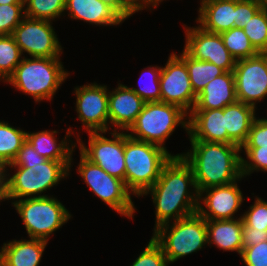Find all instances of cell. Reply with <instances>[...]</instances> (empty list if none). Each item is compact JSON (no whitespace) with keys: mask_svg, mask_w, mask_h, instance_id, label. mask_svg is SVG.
Segmentation results:
<instances>
[{"mask_svg":"<svg viewBox=\"0 0 267 266\" xmlns=\"http://www.w3.org/2000/svg\"><path fill=\"white\" fill-rule=\"evenodd\" d=\"M148 194L155 206L154 230L198 210L199 192L193 171L182 156H172L163 166L158 180L142 197Z\"/></svg>","mask_w":267,"mask_h":266,"instance_id":"cell-1","label":"cell"},{"mask_svg":"<svg viewBox=\"0 0 267 266\" xmlns=\"http://www.w3.org/2000/svg\"><path fill=\"white\" fill-rule=\"evenodd\" d=\"M191 149L177 153L191 166L198 192L227 185L242 177L241 147L236 144L189 140Z\"/></svg>","mask_w":267,"mask_h":266,"instance_id":"cell-2","label":"cell"},{"mask_svg":"<svg viewBox=\"0 0 267 266\" xmlns=\"http://www.w3.org/2000/svg\"><path fill=\"white\" fill-rule=\"evenodd\" d=\"M124 156L125 185L140 197L158 180L163 166L177 155L158 145L133 139L124 132Z\"/></svg>","mask_w":267,"mask_h":266,"instance_id":"cell-3","label":"cell"},{"mask_svg":"<svg viewBox=\"0 0 267 266\" xmlns=\"http://www.w3.org/2000/svg\"><path fill=\"white\" fill-rule=\"evenodd\" d=\"M71 166V161L53 160L35 165H6L4 167L5 200L47 197L48 195L42 193L57 186L60 180L69 176ZM9 168L15 169L14 175H10Z\"/></svg>","mask_w":267,"mask_h":266,"instance_id":"cell-4","label":"cell"},{"mask_svg":"<svg viewBox=\"0 0 267 266\" xmlns=\"http://www.w3.org/2000/svg\"><path fill=\"white\" fill-rule=\"evenodd\" d=\"M68 76L60 57L24 56L5 82L40 103L43 100L51 101Z\"/></svg>","mask_w":267,"mask_h":266,"instance_id":"cell-5","label":"cell"},{"mask_svg":"<svg viewBox=\"0 0 267 266\" xmlns=\"http://www.w3.org/2000/svg\"><path fill=\"white\" fill-rule=\"evenodd\" d=\"M179 125L188 133V114L180 107L161 101L145 102L141 113L126 132L133 139L167 150L165 140Z\"/></svg>","mask_w":267,"mask_h":266,"instance_id":"cell-6","label":"cell"},{"mask_svg":"<svg viewBox=\"0 0 267 266\" xmlns=\"http://www.w3.org/2000/svg\"><path fill=\"white\" fill-rule=\"evenodd\" d=\"M152 234V238L161 246L168 264L208 246L206 220L198 212L161 225Z\"/></svg>","mask_w":267,"mask_h":266,"instance_id":"cell-7","label":"cell"},{"mask_svg":"<svg viewBox=\"0 0 267 266\" xmlns=\"http://www.w3.org/2000/svg\"><path fill=\"white\" fill-rule=\"evenodd\" d=\"M28 237L49 241L50 235L71 219L70 212L57 198L50 196L12 201Z\"/></svg>","mask_w":267,"mask_h":266,"instance_id":"cell-8","label":"cell"},{"mask_svg":"<svg viewBox=\"0 0 267 266\" xmlns=\"http://www.w3.org/2000/svg\"><path fill=\"white\" fill-rule=\"evenodd\" d=\"M77 171L89 190L102 202L118 214L129 219L133 218L136 212L131 198L133 194L127 189L123 180L110 176L97 164L87 160L81 153Z\"/></svg>","mask_w":267,"mask_h":266,"instance_id":"cell-9","label":"cell"},{"mask_svg":"<svg viewBox=\"0 0 267 266\" xmlns=\"http://www.w3.org/2000/svg\"><path fill=\"white\" fill-rule=\"evenodd\" d=\"M88 147L77 135L79 153L87 160L97 164L110 176L125 182V156H124V133L123 131H111L113 137H105L106 132H90ZM79 136V137H78Z\"/></svg>","mask_w":267,"mask_h":266,"instance_id":"cell-10","label":"cell"},{"mask_svg":"<svg viewBox=\"0 0 267 266\" xmlns=\"http://www.w3.org/2000/svg\"><path fill=\"white\" fill-rule=\"evenodd\" d=\"M54 30L51 21L24 17L12 35L22 55L53 58L60 57L63 52Z\"/></svg>","mask_w":267,"mask_h":266,"instance_id":"cell-11","label":"cell"},{"mask_svg":"<svg viewBox=\"0 0 267 266\" xmlns=\"http://www.w3.org/2000/svg\"><path fill=\"white\" fill-rule=\"evenodd\" d=\"M160 101L176 105L189 114L196 103L186 63L176 54L169 55L160 73Z\"/></svg>","mask_w":267,"mask_h":266,"instance_id":"cell-12","label":"cell"},{"mask_svg":"<svg viewBox=\"0 0 267 266\" xmlns=\"http://www.w3.org/2000/svg\"><path fill=\"white\" fill-rule=\"evenodd\" d=\"M233 74L237 100L257 109L267 97V53L236 61Z\"/></svg>","mask_w":267,"mask_h":266,"instance_id":"cell-13","label":"cell"},{"mask_svg":"<svg viewBox=\"0 0 267 266\" xmlns=\"http://www.w3.org/2000/svg\"><path fill=\"white\" fill-rule=\"evenodd\" d=\"M74 90L75 109L84 130L88 133L110 131L107 86L94 82L76 86Z\"/></svg>","mask_w":267,"mask_h":266,"instance_id":"cell-14","label":"cell"},{"mask_svg":"<svg viewBox=\"0 0 267 266\" xmlns=\"http://www.w3.org/2000/svg\"><path fill=\"white\" fill-rule=\"evenodd\" d=\"M183 26L186 30L184 50L192 58L214 63L225 72L234 70L236 60L224 46L220 34L207 32L200 26Z\"/></svg>","mask_w":267,"mask_h":266,"instance_id":"cell-15","label":"cell"},{"mask_svg":"<svg viewBox=\"0 0 267 266\" xmlns=\"http://www.w3.org/2000/svg\"><path fill=\"white\" fill-rule=\"evenodd\" d=\"M233 183L210 187L199 193V205L197 212L205 220L234 219L245 197L238 186V181ZM205 194V197H204ZM202 202H201V201ZM203 205L205 206H202ZM205 207V208H204Z\"/></svg>","mask_w":267,"mask_h":266,"instance_id":"cell-16","label":"cell"},{"mask_svg":"<svg viewBox=\"0 0 267 266\" xmlns=\"http://www.w3.org/2000/svg\"><path fill=\"white\" fill-rule=\"evenodd\" d=\"M144 104L145 101L124 84L119 83L112 91L108 89L110 131L113 128L112 131L126 132L141 113Z\"/></svg>","mask_w":267,"mask_h":266,"instance_id":"cell-17","label":"cell"},{"mask_svg":"<svg viewBox=\"0 0 267 266\" xmlns=\"http://www.w3.org/2000/svg\"><path fill=\"white\" fill-rule=\"evenodd\" d=\"M190 140L227 144V130L223 109L192 110L188 114Z\"/></svg>","mask_w":267,"mask_h":266,"instance_id":"cell-18","label":"cell"},{"mask_svg":"<svg viewBox=\"0 0 267 266\" xmlns=\"http://www.w3.org/2000/svg\"><path fill=\"white\" fill-rule=\"evenodd\" d=\"M74 20L96 26H117L125 19L102 0H66L65 12Z\"/></svg>","mask_w":267,"mask_h":266,"instance_id":"cell-19","label":"cell"},{"mask_svg":"<svg viewBox=\"0 0 267 266\" xmlns=\"http://www.w3.org/2000/svg\"><path fill=\"white\" fill-rule=\"evenodd\" d=\"M198 25L210 33H222L234 27L236 0H200Z\"/></svg>","mask_w":267,"mask_h":266,"instance_id":"cell-20","label":"cell"},{"mask_svg":"<svg viewBox=\"0 0 267 266\" xmlns=\"http://www.w3.org/2000/svg\"><path fill=\"white\" fill-rule=\"evenodd\" d=\"M59 133L56 130H42L39 132H27L26 141L32 145L34 150L47 160L53 161H71L73 162V152L75 151L76 143L70 140L73 133L69 127L65 137L59 142L55 134ZM69 138V139H68ZM59 142V143H58ZM72 142V143H71Z\"/></svg>","mask_w":267,"mask_h":266,"instance_id":"cell-21","label":"cell"},{"mask_svg":"<svg viewBox=\"0 0 267 266\" xmlns=\"http://www.w3.org/2000/svg\"><path fill=\"white\" fill-rule=\"evenodd\" d=\"M237 101L233 71L224 72L210 81L197 95L193 110L223 109Z\"/></svg>","mask_w":267,"mask_h":266,"instance_id":"cell-22","label":"cell"},{"mask_svg":"<svg viewBox=\"0 0 267 266\" xmlns=\"http://www.w3.org/2000/svg\"><path fill=\"white\" fill-rule=\"evenodd\" d=\"M207 244L223 251H235L240 256L243 251L242 230L244 222L238 219L206 220Z\"/></svg>","mask_w":267,"mask_h":266,"instance_id":"cell-23","label":"cell"},{"mask_svg":"<svg viewBox=\"0 0 267 266\" xmlns=\"http://www.w3.org/2000/svg\"><path fill=\"white\" fill-rule=\"evenodd\" d=\"M47 244L41 239H14L0 247V257L6 266H39Z\"/></svg>","mask_w":267,"mask_h":266,"instance_id":"cell-24","label":"cell"},{"mask_svg":"<svg viewBox=\"0 0 267 266\" xmlns=\"http://www.w3.org/2000/svg\"><path fill=\"white\" fill-rule=\"evenodd\" d=\"M256 109L243 102H235L224 107L227 144L242 146L249 135L252 122L256 118Z\"/></svg>","mask_w":267,"mask_h":266,"instance_id":"cell-25","label":"cell"},{"mask_svg":"<svg viewBox=\"0 0 267 266\" xmlns=\"http://www.w3.org/2000/svg\"><path fill=\"white\" fill-rule=\"evenodd\" d=\"M180 54L178 56L186 63L190 82L196 96L201 93L210 81L225 72L214 63L192 58L184 49Z\"/></svg>","mask_w":267,"mask_h":266,"instance_id":"cell-26","label":"cell"},{"mask_svg":"<svg viewBox=\"0 0 267 266\" xmlns=\"http://www.w3.org/2000/svg\"><path fill=\"white\" fill-rule=\"evenodd\" d=\"M26 131L0 120V166L12 163L26 141Z\"/></svg>","mask_w":267,"mask_h":266,"instance_id":"cell-27","label":"cell"},{"mask_svg":"<svg viewBox=\"0 0 267 266\" xmlns=\"http://www.w3.org/2000/svg\"><path fill=\"white\" fill-rule=\"evenodd\" d=\"M220 35L224 46L236 61L253 57L259 53L241 28L233 27L220 33Z\"/></svg>","mask_w":267,"mask_h":266,"instance_id":"cell-28","label":"cell"},{"mask_svg":"<svg viewBox=\"0 0 267 266\" xmlns=\"http://www.w3.org/2000/svg\"><path fill=\"white\" fill-rule=\"evenodd\" d=\"M66 0H24L25 17L54 21L65 14Z\"/></svg>","mask_w":267,"mask_h":266,"instance_id":"cell-29","label":"cell"},{"mask_svg":"<svg viewBox=\"0 0 267 266\" xmlns=\"http://www.w3.org/2000/svg\"><path fill=\"white\" fill-rule=\"evenodd\" d=\"M13 35H0V81L4 82L23 59Z\"/></svg>","mask_w":267,"mask_h":266,"instance_id":"cell-30","label":"cell"},{"mask_svg":"<svg viewBox=\"0 0 267 266\" xmlns=\"http://www.w3.org/2000/svg\"><path fill=\"white\" fill-rule=\"evenodd\" d=\"M243 30L259 53H267V10L260 8Z\"/></svg>","mask_w":267,"mask_h":266,"instance_id":"cell-31","label":"cell"},{"mask_svg":"<svg viewBox=\"0 0 267 266\" xmlns=\"http://www.w3.org/2000/svg\"><path fill=\"white\" fill-rule=\"evenodd\" d=\"M143 75L139 77V88L130 87L145 102L160 101V73L162 67L148 66ZM148 76V78H147ZM144 77V78H143ZM149 80H146V78ZM143 79V80H142ZM141 80V81H140ZM144 80L145 83H144ZM143 84V85H142ZM138 85V86H139Z\"/></svg>","mask_w":267,"mask_h":266,"instance_id":"cell-32","label":"cell"},{"mask_svg":"<svg viewBox=\"0 0 267 266\" xmlns=\"http://www.w3.org/2000/svg\"><path fill=\"white\" fill-rule=\"evenodd\" d=\"M244 151L245 158L241 157L242 176H249L257 171L267 172V148L263 147H241V152Z\"/></svg>","mask_w":267,"mask_h":266,"instance_id":"cell-33","label":"cell"},{"mask_svg":"<svg viewBox=\"0 0 267 266\" xmlns=\"http://www.w3.org/2000/svg\"><path fill=\"white\" fill-rule=\"evenodd\" d=\"M24 17V4L0 5V35L13 34Z\"/></svg>","mask_w":267,"mask_h":266,"instance_id":"cell-34","label":"cell"},{"mask_svg":"<svg viewBox=\"0 0 267 266\" xmlns=\"http://www.w3.org/2000/svg\"><path fill=\"white\" fill-rule=\"evenodd\" d=\"M241 217L244 222L243 227L267 230V201L256 196L254 204Z\"/></svg>","mask_w":267,"mask_h":266,"instance_id":"cell-35","label":"cell"},{"mask_svg":"<svg viewBox=\"0 0 267 266\" xmlns=\"http://www.w3.org/2000/svg\"><path fill=\"white\" fill-rule=\"evenodd\" d=\"M161 246L151 237L146 248L130 266H168Z\"/></svg>","mask_w":267,"mask_h":266,"instance_id":"cell-36","label":"cell"},{"mask_svg":"<svg viewBox=\"0 0 267 266\" xmlns=\"http://www.w3.org/2000/svg\"><path fill=\"white\" fill-rule=\"evenodd\" d=\"M241 147L267 148V118L256 117L254 119L248 138Z\"/></svg>","mask_w":267,"mask_h":266,"instance_id":"cell-37","label":"cell"},{"mask_svg":"<svg viewBox=\"0 0 267 266\" xmlns=\"http://www.w3.org/2000/svg\"><path fill=\"white\" fill-rule=\"evenodd\" d=\"M240 257L245 266H267V241L244 247Z\"/></svg>","mask_w":267,"mask_h":266,"instance_id":"cell-38","label":"cell"},{"mask_svg":"<svg viewBox=\"0 0 267 266\" xmlns=\"http://www.w3.org/2000/svg\"><path fill=\"white\" fill-rule=\"evenodd\" d=\"M259 9L260 5L255 0H236L234 27L243 29Z\"/></svg>","mask_w":267,"mask_h":266,"instance_id":"cell-39","label":"cell"},{"mask_svg":"<svg viewBox=\"0 0 267 266\" xmlns=\"http://www.w3.org/2000/svg\"><path fill=\"white\" fill-rule=\"evenodd\" d=\"M47 161L43 156H40L32 147L30 143L25 141L22 148L18 151L17 156L8 165H35Z\"/></svg>","mask_w":267,"mask_h":266,"instance_id":"cell-40","label":"cell"},{"mask_svg":"<svg viewBox=\"0 0 267 266\" xmlns=\"http://www.w3.org/2000/svg\"><path fill=\"white\" fill-rule=\"evenodd\" d=\"M242 244L244 247L253 246L261 242L267 241V230H259L257 228L243 227Z\"/></svg>","mask_w":267,"mask_h":266,"instance_id":"cell-41","label":"cell"},{"mask_svg":"<svg viewBox=\"0 0 267 266\" xmlns=\"http://www.w3.org/2000/svg\"><path fill=\"white\" fill-rule=\"evenodd\" d=\"M113 7L125 20L136 13L124 0H102Z\"/></svg>","mask_w":267,"mask_h":266,"instance_id":"cell-42","label":"cell"},{"mask_svg":"<svg viewBox=\"0 0 267 266\" xmlns=\"http://www.w3.org/2000/svg\"><path fill=\"white\" fill-rule=\"evenodd\" d=\"M135 12L155 8V0H124Z\"/></svg>","mask_w":267,"mask_h":266,"instance_id":"cell-43","label":"cell"},{"mask_svg":"<svg viewBox=\"0 0 267 266\" xmlns=\"http://www.w3.org/2000/svg\"><path fill=\"white\" fill-rule=\"evenodd\" d=\"M4 167L0 166V202L5 200Z\"/></svg>","mask_w":267,"mask_h":266,"instance_id":"cell-44","label":"cell"},{"mask_svg":"<svg viewBox=\"0 0 267 266\" xmlns=\"http://www.w3.org/2000/svg\"><path fill=\"white\" fill-rule=\"evenodd\" d=\"M2 4H24V0H0V5Z\"/></svg>","mask_w":267,"mask_h":266,"instance_id":"cell-45","label":"cell"},{"mask_svg":"<svg viewBox=\"0 0 267 266\" xmlns=\"http://www.w3.org/2000/svg\"><path fill=\"white\" fill-rule=\"evenodd\" d=\"M259 5L261 9L267 10V0H255Z\"/></svg>","mask_w":267,"mask_h":266,"instance_id":"cell-46","label":"cell"},{"mask_svg":"<svg viewBox=\"0 0 267 266\" xmlns=\"http://www.w3.org/2000/svg\"><path fill=\"white\" fill-rule=\"evenodd\" d=\"M163 0H155V8L158 7V4L161 3Z\"/></svg>","mask_w":267,"mask_h":266,"instance_id":"cell-47","label":"cell"},{"mask_svg":"<svg viewBox=\"0 0 267 266\" xmlns=\"http://www.w3.org/2000/svg\"><path fill=\"white\" fill-rule=\"evenodd\" d=\"M0 266H6L1 257H0Z\"/></svg>","mask_w":267,"mask_h":266,"instance_id":"cell-48","label":"cell"}]
</instances>
